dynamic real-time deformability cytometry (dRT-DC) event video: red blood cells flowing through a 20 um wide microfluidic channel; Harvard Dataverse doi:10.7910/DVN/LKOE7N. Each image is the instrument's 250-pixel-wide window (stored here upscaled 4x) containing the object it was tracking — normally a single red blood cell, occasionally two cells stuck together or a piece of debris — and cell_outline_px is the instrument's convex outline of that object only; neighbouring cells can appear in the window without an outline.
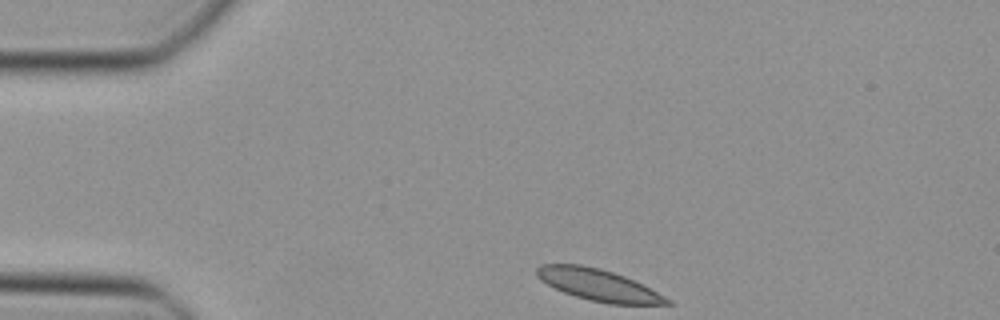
{"species": "Egyptian fruit bat (a non-hibernating species)", "species_latin": "Rousettus aegyptiacus", "temperature_condition": "cold", "stored_images_in_passage": 40, "camera_frame_rate_fps": 3000, "um_per_image_px": 0.085, "animal": {"sex": "female"}, "frame": {"image": 1, "passage_image": 1, "time_ms": 0.0, "image_size_px": [1000, 320], "cell_outline_px": [[672, 304], [608, 304], [588, 300], [564, 292], [540, 280], [536, 276], [536, 268], [540, 264], [580, 264], [600, 268], [624, 276], [672, 300]], "centroid_in_image_um": [50.82, 24.21], "position_along_channel_um": 34.2, "area_um2": 23.7}}
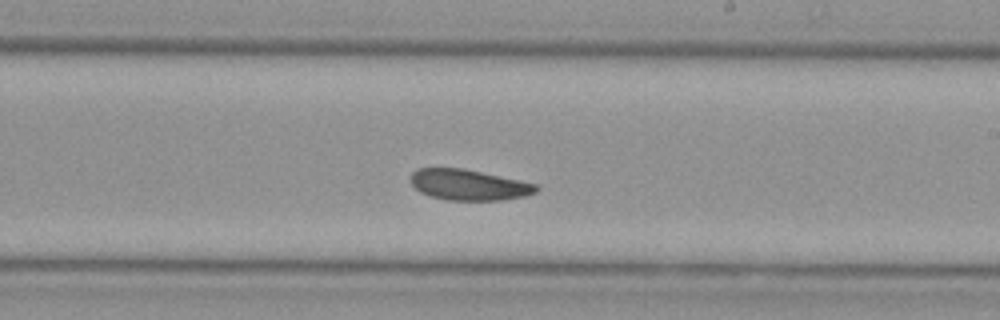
{"frame": {"image": 2, "passage_image": 20, "time_ms": 6.333, "image_size_px": [1000, 320], "cell_outline_px": [[540, 188], [536, 192], [524, 196], [500, 200], [448, 200], [432, 196], [420, 192], [412, 184], [412, 172], [416, 168], [464, 168], [520, 180], [536, 184]], "centroid_in_image_um": [39.86, 15.7], "position_along_channel_um": 249.1, "area_um2": 22.37}}
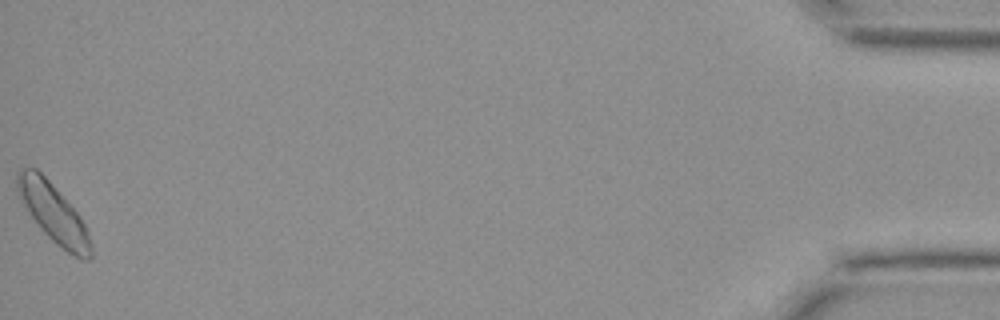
{"frame": {"image": 3, "passage_image": 40, "time_ms": 13.0, "image_size_px": [1000, 320], "cell_outline_px": [[92, 260], [80, 260], [56, 244], [40, 228], [24, 204], [16, 188], [16, 172], [20, 168], [36, 168], [48, 180], [80, 216], [88, 232], [92, 248]], "centroid_in_image_um": [4.56, 18.14], "position_along_channel_um": 430.6, "area_um2": 24.74}}